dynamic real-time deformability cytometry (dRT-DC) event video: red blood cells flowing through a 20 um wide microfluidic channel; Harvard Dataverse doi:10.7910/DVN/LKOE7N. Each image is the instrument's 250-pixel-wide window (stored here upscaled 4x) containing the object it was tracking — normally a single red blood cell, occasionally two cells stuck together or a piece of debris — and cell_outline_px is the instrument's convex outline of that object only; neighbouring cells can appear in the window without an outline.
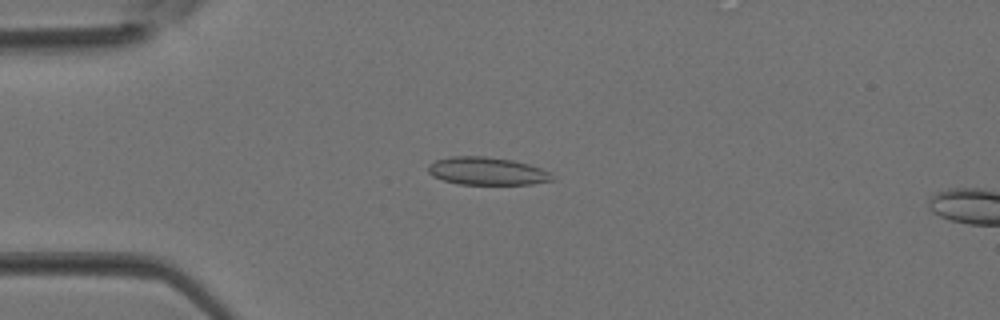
{"species": "Egyptian fruit bat (a non-hibernating species)", "species_latin": "Rousettus aegyptiacus", "temperature_condition": "room temperature", "stored_images_in_passage": 37, "camera_frame_rate_fps": 3000, "um_per_image_px": 0.085, "animal": {"sex": "female"}, "frame": {"image": 1, "passage_image": 9, "time_ms": 2.667, "image_size_px": [1000, 320], "cell_outline_px": [[552, 180], [532, 184], [460, 184], [444, 180], [432, 176], [428, 172], [428, 164], [436, 160], [448, 156], [484, 156], [512, 160], [528, 164], [552, 172]], "centroid_in_image_um": [41.37, 14.53], "position_along_channel_um": 43.6, "area_um2": 20.06}}
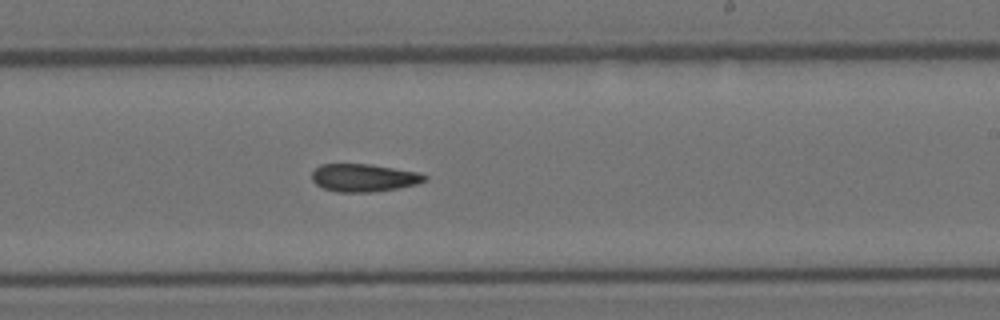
{"frame": {"image": 2, "passage_image": 22, "time_ms": 7.0, "image_size_px": [1000, 320], "cell_outline_px": [[428, 180], [416, 184], [376, 192], [336, 192], [324, 188], [316, 184], [312, 180], [312, 172], [320, 164], [372, 164], [420, 172], [428, 176]], "centroid_in_image_um": [30.95, 15.1], "position_along_channel_um": 258.0, "area_um2": 18.44}}
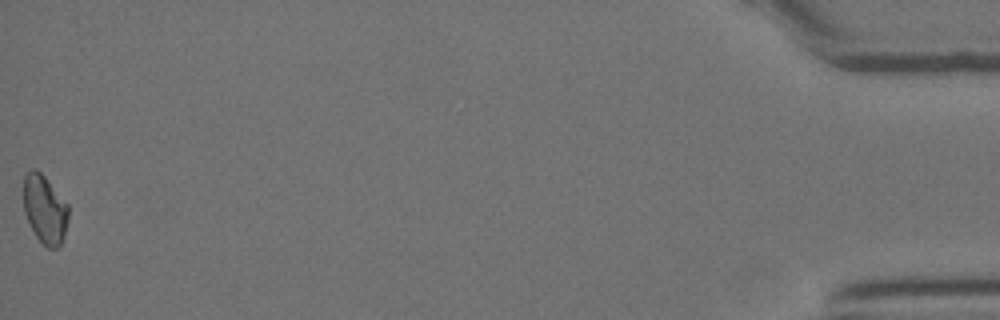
{"frame": {"image": 3, "passage_image": 37, "time_ms": 12.0, "image_size_px": [1000, 320], "cell_outline_px": [[68, 220], [64, 236], [60, 244], [56, 248], [48, 248], [36, 236], [24, 212], [24, 172], [32, 168], [40, 172], [44, 176], [68, 204]], "centroid_in_image_um": [3.81, 17.77], "position_along_channel_um": 431.4, "area_um2": 17.74}}